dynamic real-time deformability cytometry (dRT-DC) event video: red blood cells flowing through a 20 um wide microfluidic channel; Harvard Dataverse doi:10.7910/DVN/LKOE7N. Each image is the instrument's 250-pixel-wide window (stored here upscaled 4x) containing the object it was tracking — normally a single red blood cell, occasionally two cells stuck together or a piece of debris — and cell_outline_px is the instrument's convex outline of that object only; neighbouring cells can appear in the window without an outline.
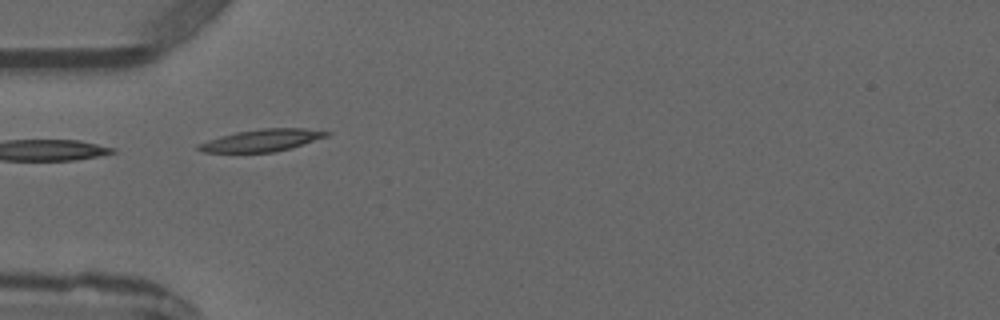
{"species": "common noctule bat (a hibernating species)", "species_latin": "Nyctalus noctula", "temperature_condition": "warm", "stored_images_in_passage": 5, "camera_frame_rate_fps": 3000, "um_per_image_px": 0.085, "animal": {"sex": "male", "forearm_length_mm": 52.5}, "frame": {"image": 1, "passage_image": 5, "time_ms": 6.0, "image_size_px": [1000, 320], "cell_outline_px": [[332, 132], [328, 136], [276, 152], [204, 152], [196, 148], [196, 144], [220, 136], [236, 132], [260, 128], [304, 128]], "centroid_in_image_um": [22.24, 11.92], "position_along_channel_um": 62.8, "area_um2": 16.42}}